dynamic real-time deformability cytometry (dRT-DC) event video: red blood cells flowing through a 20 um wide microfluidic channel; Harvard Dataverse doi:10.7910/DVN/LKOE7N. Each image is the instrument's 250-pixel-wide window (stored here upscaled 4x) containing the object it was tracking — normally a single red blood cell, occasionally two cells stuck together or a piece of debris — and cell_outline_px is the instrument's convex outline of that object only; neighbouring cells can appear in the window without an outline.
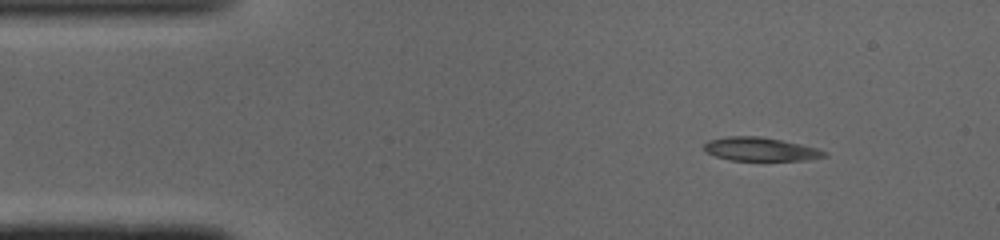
{"species": "common noctule bat (a hibernating species)", "species_latin": "Nyctalus noctula", "temperature_condition": "cold", "stored_images_in_passage": 43, "camera_frame_rate_fps": 3000, "um_per_image_px": 0.085, "animal": {"sex": "male", "body_mass_g": 19.0, "forearm_length_mm": 50.8}, "frame": {"image": 1, "passage_image": 1, "time_ms": 0.0, "image_size_px": [1000, 240], "cell_outline_px": [[828, 156], [804, 160], [728, 160], [704, 152], [704, 144], [708, 140], [728, 136], [760, 136], [800, 144], [816, 148], [828, 152]], "centroid_in_image_um": [64.61, 12.68], "position_along_channel_um": 20.4, "area_um2": 16.47}}
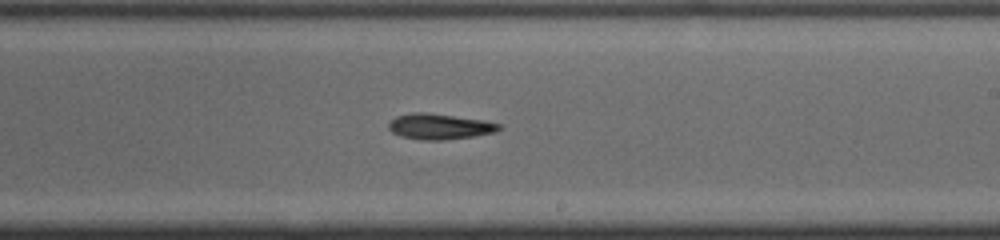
{"frame": {"image": 2, "passage_image": 23, "time_ms": 7.333, "image_size_px": [1000, 240], "cell_outline_px": [[500, 128], [496, 132], [472, 136], [444, 140], [424, 140], [400, 136], [392, 132], [388, 128], [388, 124], [396, 116], [412, 112], [424, 112], [484, 120], [500, 124]], "centroid_in_image_um": [37.34, 10.75], "position_along_channel_um": 251.7, "area_um2": 16.36}}
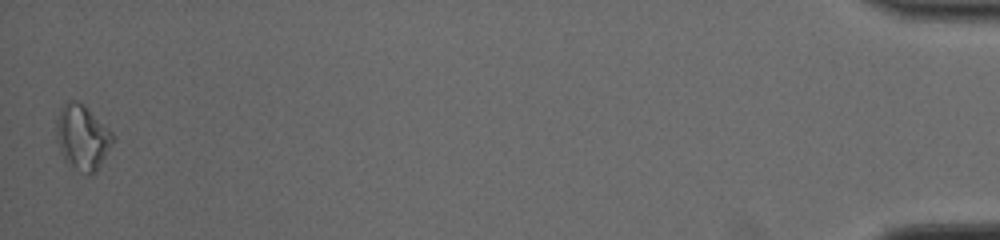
{"frame": {"image": 3, "passage_image": 43, "time_ms": 14.0, "image_size_px": [1000, 240], "cell_outline_px": [[112, 144], [92, 176], [88, 176], [80, 172], [68, 164], [64, 160], [60, 152], [56, 136], [56, 120], [60, 108], [64, 104], [72, 100], [84, 104], [112, 132]], "centroid_in_image_um": [6.96, 11.68], "position_along_channel_um": 428.2, "area_um2": 21.21}, "authors_computed_cell_mechanics": {"area_um2": 16.473, "velocity_mm_per_s": 4.1153, "shape_relaxation_time_tau1_ms": 4.9809, "shape_relaxation_time_tau2_ms": null, "deformation_change_tau1": 0.1854, "deformation_change_tau2": null}}